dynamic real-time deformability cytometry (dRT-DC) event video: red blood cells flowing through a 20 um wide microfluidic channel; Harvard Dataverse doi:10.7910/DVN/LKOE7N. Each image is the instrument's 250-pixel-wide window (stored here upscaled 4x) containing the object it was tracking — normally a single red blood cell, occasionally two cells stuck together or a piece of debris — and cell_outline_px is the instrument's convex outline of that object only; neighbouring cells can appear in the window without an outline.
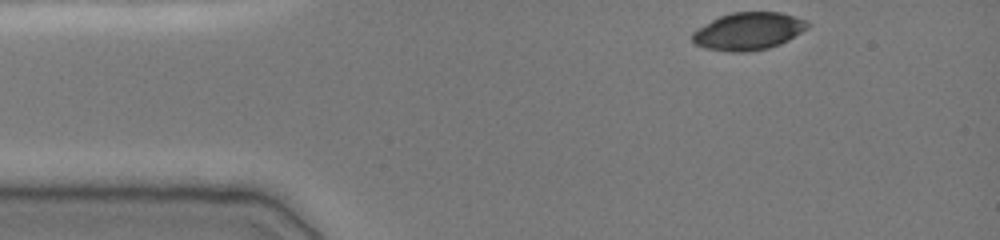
{"species": "common noctule bat (a hibernating species)", "species_latin": "Nyctalus noctula", "temperature_condition": "cold", "stored_images_in_passage": 38, "camera_frame_rate_fps": 3000, "um_per_image_px": 0.085, "animal": {"sex": "female", "body_mass_g": 19.0, "forearm_length_mm": 51.5}, "frame": {"image": 1, "passage_image": 1, "time_ms": 0.0, "image_size_px": [1000, 240], "cell_outline_px": [[812, 24], [808, 28], [788, 40], [780, 44], [768, 48], [748, 52], [732, 52], [704, 48], [696, 44], [692, 40], [692, 32], [712, 20], [720, 16], [732, 12], [780, 12], [804, 20]], "centroid_in_image_um": [63.61, 2.66], "position_along_channel_um": 21.4, "area_um2": 25.09}}
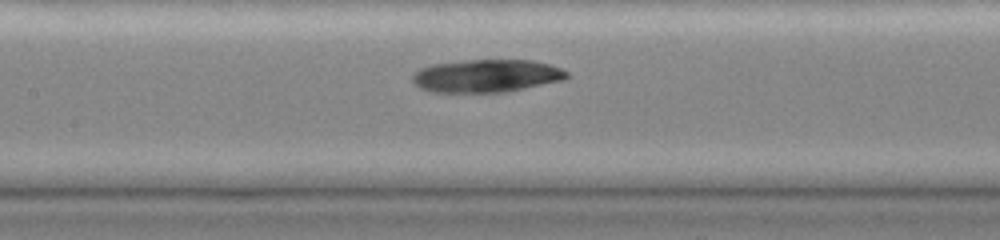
{"frame": {"image": 2, "passage_image": 17, "time_ms": 5.333, "image_size_px": [1000, 240], "cell_outline_px": [[568, 76], [564, 80], [508, 92], [428, 92], [412, 84], [412, 76], [420, 68], [432, 64], [464, 60], [532, 60], [548, 64], [560, 68], [568, 72]], "centroid_in_image_um": [41.33, 6.45], "position_along_channel_um": 166.1, "area_um2": 29.77}}
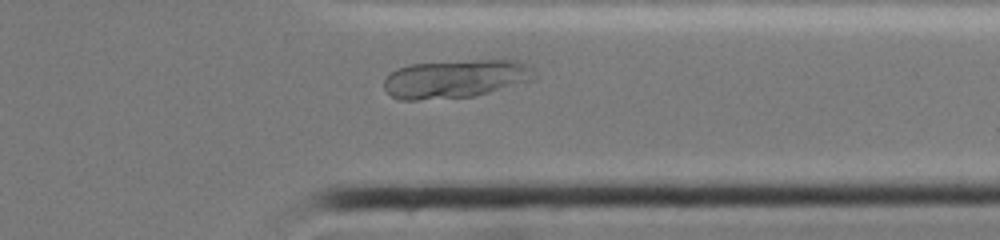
{"frame": {"image": 3, "passage_image": 33, "time_ms": 10.667, "image_size_px": [1000, 240], "cell_outline_px": [[536, 80], [476, 96], [416, 100], [400, 100], [392, 96], [384, 88], [384, 80], [396, 68], [408, 64], [476, 60], [520, 60], [536, 76]], "centroid_in_image_um": [38.72, 6.7], "position_along_channel_um": 372.7, "area_um2": 33.64}}